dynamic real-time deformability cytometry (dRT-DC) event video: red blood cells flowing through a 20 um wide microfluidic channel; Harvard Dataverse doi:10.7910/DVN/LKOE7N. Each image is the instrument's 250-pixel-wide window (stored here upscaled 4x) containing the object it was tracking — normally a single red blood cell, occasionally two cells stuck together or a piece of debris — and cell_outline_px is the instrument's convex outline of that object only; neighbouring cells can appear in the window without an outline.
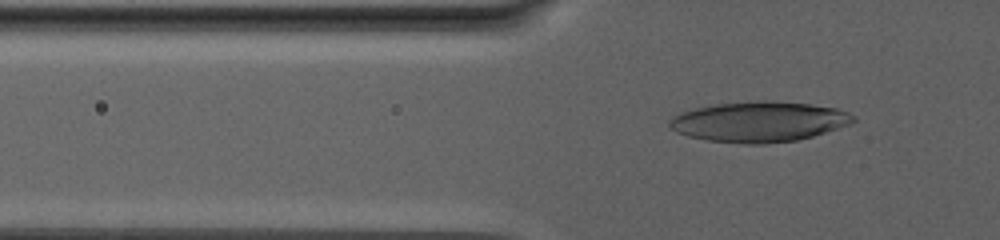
{"species": "human", "species_latin": "Homo sapiens", "temperature_condition": "warm", "stored_images_in_passage": 63, "camera_frame_rate_fps": 3000, "um_per_image_px": 0.085, "donor": {"sex": "male"}, "frame": {"image": 1, "passage_image": 6, "time_ms": 1.667, "image_size_px": [1000, 240], "cell_outline_px": [[856, 120], [848, 124], [812, 136], [796, 140], [764, 144], [744, 144], [708, 140], [688, 136], [676, 132], [668, 124], [668, 120], [672, 116], [680, 112], [696, 108], [716, 104], [764, 100], [808, 104], [836, 108], [848, 112], [856, 116]], "centroid_in_image_um": [64.49, 10.35], "position_along_channel_um": 61.3, "area_um2": 42.95}}
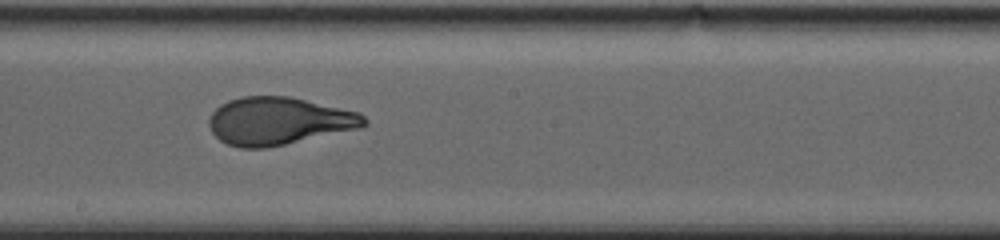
{"frame": {"image": 2, "passage_image": 28, "time_ms": 9.0, "image_size_px": [1000, 240], "cell_outline_px": [[368, 124], [360, 128], [268, 148], [240, 148], [228, 144], [220, 140], [212, 132], [208, 124], [208, 120], [212, 112], [220, 104], [228, 100], [240, 96], [288, 96], [360, 112], [368, 120]], "centroid_in_image_um": [23.69, 10.29], "position_along_channel_um": 224.5, "area_um2": 43.29}}
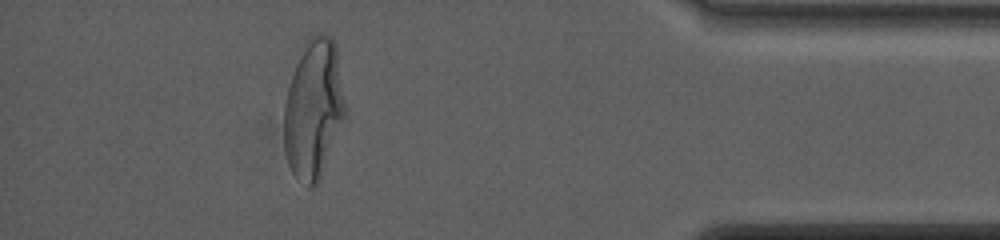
{"frame": {"image": 3, "passage_image": 55, "time_ms": 18.0, "image_size_px": [1000, 240], "cell_outline_px": [[348, 108], [320, 180], [312, 188], [308, 188], [292, 172], [288, 164], [284, 152], [284, 104], [288, 88], [304, 40], [312, 32], [332, 36], [336, 44]], "centroid_in_image_um": [26.68, 9.22], "position_along_channel_um": 408.5, "area_um2": 50.52}, "authors_computed_cell_mechanics": {"area_um2": 43.061, "velocity_mm_per_s": 2.4248, "shape_relaxation_time_tau1_ms": 9.202, "shape_relaxation_time_tau2_ms": null, "deformation_change_tau1": 0.2653, "deformation_change_tau2": null}}